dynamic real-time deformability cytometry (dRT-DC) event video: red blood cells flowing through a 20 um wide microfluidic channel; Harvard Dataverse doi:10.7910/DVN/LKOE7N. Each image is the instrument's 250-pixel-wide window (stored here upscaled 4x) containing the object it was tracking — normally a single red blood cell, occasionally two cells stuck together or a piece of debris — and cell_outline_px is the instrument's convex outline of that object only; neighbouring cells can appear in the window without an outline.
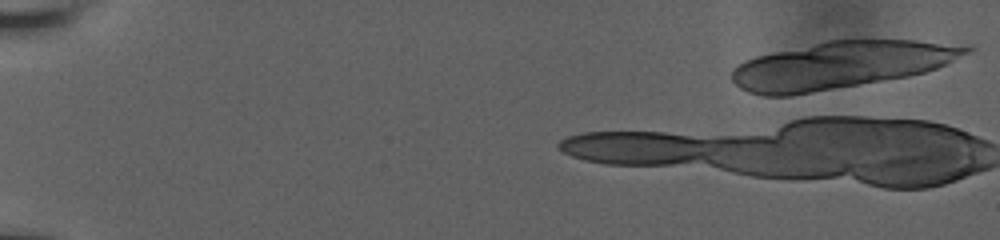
{"species": "human", "species_latin": "Homo sapiens", "temperature_condition": "room temperature", "stored_images_in_passage": 41, "camera_frame_rate_fps": 3000, "um_per_image_px": 0.085, "donor": {"sex": "male"}, "frame": {"image": 1, "passage_image": 1, "time_ms": 0.0, "image_size_px": [1000, 240], "cell_outline_px": [[976, 48], [936, 68], [924, 72], [908, 76], [788, 96], [764, 96], [748, 92], [740, 88], [732, 80], [732, 68], [744, 60], [756, 56], [828, 40], [864, 36], [916, 40]], "centroid_in_image_um": [71.42, 5.49], "position_along_channel_um": 13.6, "area_um2": 64.74}}
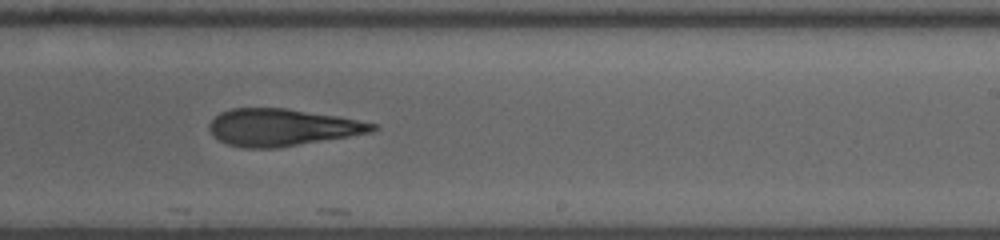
{"frame": {"image": 2, "passage_image": 27, "time_ms": 8.667, "image_size_px": [1000, 240], "cell_outline_px": [[380, 128], [372, 132], [276, 148], [244, 148], [228, 144], [212, 136], [208, 128], [208, 124], [220, 112], [232, 108], [284, 108], [336, 116], [380, 124]], "centroid_in_image_um": [23.96, 10.83], "position_along_channel_um": 265.0, "area_um2": 35.14}}
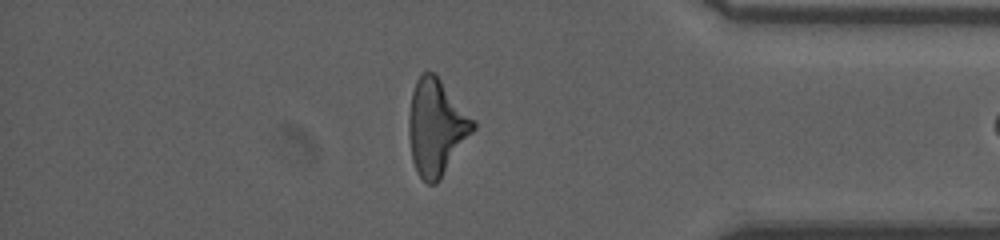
{"frame": {"image": 3, "passage_image": 39, "time_ms": 12.667, "image_size_px": [1000, 240], "cell_outline_px": [[476, 128], [440, 180], [436, 184], [428, 184], [416, 172], [412, 160], [408, 136], [408, 116], [412, 92], [416, 80], [424, 72], [432, 72], [440, 80], [476, 120]], "centroid_in_image_um": [37.08, 10.85], "position_along_channel_um": 398.1, "area_um2": 36.01}}